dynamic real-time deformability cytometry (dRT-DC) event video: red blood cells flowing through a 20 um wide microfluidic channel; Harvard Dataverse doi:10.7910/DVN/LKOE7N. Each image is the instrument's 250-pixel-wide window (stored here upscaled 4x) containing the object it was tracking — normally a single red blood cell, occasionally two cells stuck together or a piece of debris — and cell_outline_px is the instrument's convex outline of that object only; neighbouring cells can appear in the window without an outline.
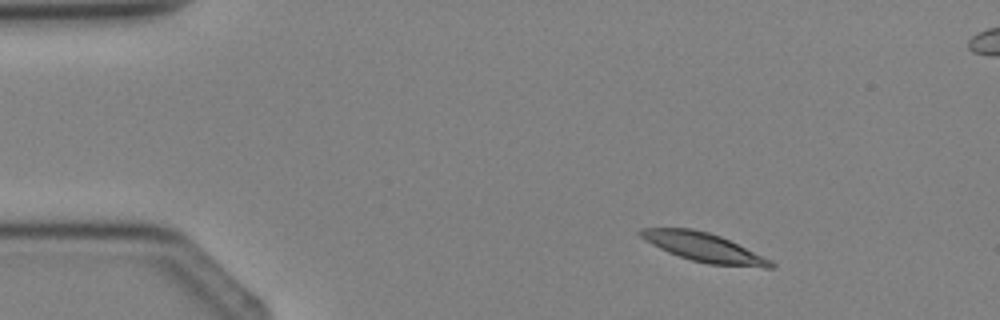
{"species": "Egyptian fruit bat (a non-hibernating species)", "species_latin": "Rousettus aegyptiacus", "temperature_condition": "cold", "stored_images_in_passage": 3, "camera_frame_rate_fps": 3000, "um_per_image_px": 0.085, "animal": {"sex": "female"}, "frame": {"image": 1, "passage_image": 1, "time_ms": 0.0, "image_size_px": [1000, 320], "cell_outline_px": [[776, 264], [772, 268], [764, 268], [708, 264], [692, 260], [668, 252], [652, 244], [640, 236], [636, 232], [640, 228], [692, 228], [708, 232], [720, 236], [772, 260]], "centroid_in_image_um": [59.84, 21.03], "position_along_channel_um": 25.2, "area_um2": 21.79}}